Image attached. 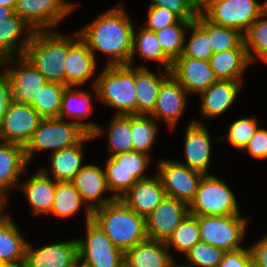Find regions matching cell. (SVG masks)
Masks as SVG:
<instances>
[{"label":"cell","instance_id":"3","mask_svg":"<svg viewBox=\"0 0 267 267\" xmlns=\"http://www.w3.org/2000/svg\"><path fill=\"white\" fill-rule=\"evenodd\" d=\"M23 56L42 73L47 82L65 85L67 36L52 30H35Z\"/></svg>","mask_w":267,"mask_h":267},{"label":"cell","instance_id":"43","mask_svg":"<svg viewBox=\"0 0 267 267\" xmlns=\"http://www.w3.org/2000/svg\"><path fill=\"white\" fill-rule=\"evenodd\" d=\"M225 252L221 248L201 241L192 247L185 257L191 262V264H187L190 267H214L219 266Z\"/></svg>","mask_w":267,"mask_h":267},{"label":"cell","instance_id":"26","mask_svg":"<svg viewBox=\"0 0 267 267\" xmlns=\"http://www.w3.org/2000/svg\"><path fill=\"white\" fill-rule=\"evenodd\" d=\"M23 31H26L24 38L21 36L24 34ZM33 32L34 30L15 13L0 20V56L5 58L23 56ZM21 37L23 41L19 40Z\"/></svg>","mask_w":267,"mask_h":267},{"label":"cell","instance_id":"46","mask_svg":"<svg viewBox=\"0 0 267 267\" xmlns=\"http://www.w3.org/2000/svg\"><path fill=\"white\" fill-rule=\"evenodd\" d=\"M148 22H146L144 28L146 30L156 32L161 29L175 24L180 18L172 11L157 6H148Z\"/></svg>","mask_w":267,"mask_h":267},{"label":"cell","instance_id":"11","mask_svg":"<svg viewBox=\"0 0 267 267\" xmlns=\"http://www.w3.org/2000/svg\"><path fill=\"white\" fill-rule=\"evenodd\" d=\"M160 177L166 196L183 201L188 205L194 199L203 173L190 169L182 162L160 160Z\"/></svg>","mask_w":267,"mask_h":267},{"label":"cell","instance_id":"47","mask_svg":"<svg viewBox=\"0 0 267 267\" xmlns=\"http://www.w3.org/2000/svg\"><path fill=\"white\" fill-rule=\"evenodd\" d=\"M149 6L166 8L181 20H195L199 14V10L190 0H152Z\"/></svg>","mask_w":267,"mask_h":267},{"label":"cell","instance_id":"30","mask_svg":"<svg viewBox=\"0 0 267 267\" xmlns=\"http://www.w3.org/2000/svg\"><path fill=\"white\" fill-rule=\"evenodd\" d=\"M211 69L218 80H243V72L251 63L246 49H229L210 57Z\"/></svg>","mask_w":267,"mask_h":267},{"label":"cell","instance_id":"23","mask_svg":"<svg viewBox=\"0 0 267 267\" xmlns=\"http://www.w3.org/2000/svg\"><path fill=\"white\" fill-rule=\"evenodd\" d=\"M48 173L45 168H41L21 185L34 215L51 212L57 182Z\"/></svg>","mask_w":267,"mask_h":267},{"label":"cell","instance_id":"15","mask_svg":"<svg viewBox=\"0 0 267 267\" xmlns=\"http://www.w3.org/2000/svg\"><path fill=\"white\" fill-rule=\"evenodd\" d=\"M71 182L85 203L86 222L92 220L94 209L115 200L113 195L105 198L102 196L104 191H108L105 172L95 164L84 165Z\"/></svg>","mask_w":267,"mask_h":267},{"label":"cell","instance_id":"22","mask_svg":"<svg viewBox=\"0 0 267 267\" xmlns=\"http://www.w3.org/2000/svg\"><path fill=\"white\" fill-rule=\"evenodd\" d=\"M74 86H66L63 91L60 119L65 117L77 119L75 122L80 125L92 138L103 134V129L93 122H82L79 119L87 118L91 115L93 106L91 105V94L88 91H78Z\"/></svg>","mask_w":267,"mask_h":267},{"label":"cell","instance_id":"45","mask_svg":"<svg viewBox=\"0 0 267 267\" xmlns=\"http://www.w3.org/2000/svg\"><path fill=\"white\" fill-rule=\"evenodd\" d=\"M108 190L114 191L115 199H121L137 180L125 168H104Z\"/></svg>","mask_w":267,"mask_h":267},{"label":"cell","instance_id":"49","mask_svg":"<svg viewBox=\"0 0 267 267\" xmlns=\"http://www.w3.org/2000/svg\"><path fill=\"white\" fill-rule=\"evenodd\" d=\"M242 150L248 151L254 158H267V130L258 128Z\"/></svg>","mask_w":267,"mask_h":267},{"label":"cell","instance_id":"16","mask_svg":"<svg viewBox=\"0 0 267 267\" xmlns=\"http://www.w3.org/2000/svg\"><path fill=\"white\" fill-rule=\"evenodd\" d=\"M23 267H80L77 239L33 249L27 243Z\"/></svg>","mask_w":267,"mask_h":267},{"label":"cell","instance_id":"10","mask_svg":"<svg viewBox=\"0 0 267 267\" xmlns=\"http://www.w3.org/2000/svg\"><path fill=\"white\" fill-rule=\"evenodd\" d=\"M198 224L202 242L225 251L242 248L247 224L241 215L198 216Z\"/></svg>","mask_w":267,"mask_h":267},{"label":"cell","instance_id":"60","mask_svg":"<svg viewBox=\"0 0 267 267\" xmlns=\"http://www.w3.org/2000/svg\"><path fill=\"white\" fill-rule=\"evenodd\" d=\"M119 267H130L125 261Z\"/></svg>","mask_w":267,"mask_h":267},{"label":"cell","instance_id":"18","mask_svg":"<svg viewBox=\"0 0 267 267\" xmlns=\"http://www.w3.org/2000/svg\"><path fill=\"white\" fill-rule=\"evenodd\" d=\"M78 40L67 36V56L65 58V86H78L90 78L96 69V58L87 44L75 33Z\"/></svg>","mask_w":267,"mask_h":267},{"label":"cell","instance_id":"9","mask_svg":"<svg viewBox=\"0 0 267 267\" xmlns=\"http://www.w3.org/2000/svg\"><path fill=\"white\" fill-rule=\"evenodd\" d=\"M16 64L14 57H6L5 64H9L5 70L7 74V91L10 104L25 103L32 105L40 89L47 82L42 73L37 70L24 56H19ZM13 68H12V66ZM11 67V68H10Z\"/></svg>","mask_w":267,"mask_h":267},{"label":"cell","instance_id":"57","mask_svg":"<svg viewBox=\"0 0 267 267\" xmlns=\"http://www.w3.org/2000/svg\"><path fill=\"white\" fill-rule=\"evenodd\" d=\"M168 267H190L187 264H183V265H177L175 264V259L168 265Z\"/></svg>","mask_w":267,"mask_h":267},{"label":"cell","instance_id":"39","mask_svg":"<svg viewBox=\"0 0 267 267\" xmlns=\"http://www.w3.org/2000/svg\"><path fill=\"white\" fill-rule=\"evenodd\" d=\"M82 198L71 181L57 182L54 202L49 214L58 217H70L82 207Z\"/></svg>","mask_w":267,"mask_h":267},{"label":"cell","instance_id":"44","mask_svg":"<svg viewBox=\"0 0 267 267\" xmlns=\"http://www.w3.org/2000/svg\"><path fill=\"white\" fill-rule=\"evenodd\" d=\"M257 118H241L234 121L228 131L227 139L234 148L243 149L259 126Z\"/></svg>","mask_w":267,"mask_h":267},{"label":"cell","instance_id":"4","mask_svg":"<svg viewBox=\"0 0 267 267\" xmlns=\"http://www.w3.org/2000/svg\"><path fill=\"white\" fill-rule=\"evenodd\" d=\"M96 77L92 87L100 101L117 109L116 114H136L135 68L107 65Z\"/></svg>","mask_w":267,"mask_h":267},{"label":"cell","instance_id":"21","mask_svg":"<svg viewBox=\"0 0 267 267\" xmlns=\"http://www.w3.org/2000/svg\"><path fill=\"white\" fill-rule=\"evenodd\" d=\"M165 197L161 179L158 175H155L137 181L121 200L137 214L147 218Z\"/></svg>","mask_w":267,"mask_h":267},{"label":"cell","instance_id":"12","mask_svg":"<svg viewBox=\"0 0 267 267\" xmlns=\"http://www.w3.org/2000/svg\"><path fill=\"white\" fill-rule=\"evenodd\" d=\"M75 7L65 0H17L14 13L34 31L51 30Z\"/></svg>","mask_w":267,"mask_h":267},{"label":"cell","instance_id":"33","mask_svg":"<svg viewBox=\"0 0 267 267\" xmlns=\"http://www.w3.org/2000/svg\"><path fill=\"white\" fill-rule=\"evenodd\" d=\"M192 31L191 38L185 43L183 55L209 61L213 55L210 38L208 36V20L199 12L197 18L188 27Z\"/></svg>","mask_w":267,"mask_h":267},{"label":"cell","instance_id":"50","mask_svg":"<svg viewBox=\"0 0 267 267\" xmlns=\"http://www.w3.org/2000/svg\"><path fill=\"white\" fill-rule=\"evenodd\" d=\"M253 267H267V235L250 246Z\"/></svg>","mask_w":267,"mask_h":267},{"label":"cell","instance_id":"6","mask_svg":"<svg viewBox=\"0 0 267 267\" xmlns=\"http://www.w3.org/2000/svg\"><path fill=\"white\" fill-rule=\"evenodd\" d=\"M194 216L241 215L233 192L217 177L205 174L194 199L188 205Z\"/></svg>","mask_w":267,"mask_h":267},{"label":"cell","instance_id":"51","mask_svg":"<svg viewBox=\"0 0 267 267\" xmlns=\"http://www.w3.org/2000/svg\"><path fill=\"white\" fill-rule=\"evenodd\" d=\"M9 100H8V91H7V74L5 71H2V74L0 75V122L5 115L8 106H9Z\"/></svg>","mask_w":267,"mask_h":267},{"label":"cell","instance_id":"40","mask_svg":"<svg viewBox=\"0 0 267 267\" xmlns=\"http://www.w3.org/2000/svg\"><path fill=\"white\" fill-rule=\"evenodd\" d=\"M208 36L213 54L229 49H246L243 34L231 27H224L208 21Z\"/></svg>","mask_w":267,"mask_h":267},{"label":"cell","instance_id":"55","mask_svg":"<svg viewBox=\"0 0 267 267\" xmlns=\"http://www.w3.org/2000/svg\"><path fill=\"white\" fill-rule=\"evenodd\" d=\"M17 0H0V6H7L15 9Z\"/></svg>","mask_w":267,"mask_h":267},{"label":"cell","instance_id":"41","mask_svg":"<svg viewBox=\"0 0 267 267\" xmlns=\"http://www.w3.org/2000/svg\"><path fill=\"white\" fill-rule=\"evenodd\" d=\"M243 38L250 62L254 61L255 54L267 62V19L259 16L243 34Z\"/></svg>","mask_w":267,"mask_h":267},{"label":"cell","instance_id":"37","mask_svg":"<svg viewBox=\"0 0 267 267\" xmlns=\"http://www.w3.org/2000/svg\"><path fill=\"white\" fill-rule=\"evenodd\" d=\"M201 242L198 216L189 214L165 242L167 248L174 247L186 255L192 247Z\"/></svg>","mask_w":267,"mask_h":267},{"label":"cell","instance_id":"2","mask_svg":"<svg viewBox=\"0 0 267 267\" xmlns=\"http://www.w3.org/2000/svg\"><path fill=\"white\" fill-rule=\"evenodd\" d=\"M92 221L124 253L148 239L146 218L137 214L121 199L94 209Z\"/></svg>","mask_w":267,"mask_h":267},{"label":"cell","instance_id":"32","mask_svg":"<svg viewBox=\"0 0 267 267\" xmlns=\"http://www.w3.org/2000/svg\"><path fill=\"white\" fill-rule=\"evenodd\" d=\"M135 51L145 60H152L161 63L165 70L170 71L173 61L163 52L155 32L146 30L142 27L139 33L133 31L132 53L130 56L129 66L132 65Z\"/></svg>","mask_w":267,"mask_h":267},{"label":"cell","instance_id":"24","mask_svg":"<svg viewBox=\"0 0 267 267\" xmlns=\"http://www.w3.org/2000/svg\"><path fill=\"white\" fill-rule=\"evenodd\" d=\"M241 83L235 80H217L202 91L200 109L204 117H216L231 107L241 88Z\"/></svg>","mask_w":267,"mask_h":267},{"label":"cell","instance_id":"35","mask_svg":"<svg viewBox=\"0 0 267 267\" xmlns=\"http://www.w3.org/2000/svg\"><path fill=\"white\" fill-rule=\"evenodd\" d=\"M108 131V151L110 156L133 151V140L131 134V114H116L110 121Z\"/></svg>","mask_w":267,"mask_h":267},{"label":"cell","instance_id":"7","mask_svg":"<svg viewBox=\"0 0 267 267\" xmlns=\"http://www.w3.org/2000/svg\"><path fill=\"white\" fill-rule=\"evenodd\" d=\"M85 237L77 239L80 267H119L124 262V252L92 220L86 222Z\"/></svg>","mask_w":267,"mask_h":267},{"label":"cell","instance_id":"36","mask_svg":"<svg viewBox=\"0 0 267 267\" xmlns=\"http://www.w3.org/2000/svg\"><path fill=\"white\" fill-rule=\"evenodd\" d=\"M194 20H179L175 24L156 31L163 52L174 61L184 51L186 30ZM185 28V29H184Z\"/></svg>","mask_w":267,"mask_h":267},{"label":"cell","instance_id":"48","mask_svg":"<svg viewBox=\"0 0 267 267\" xmlns=\"http://www.w3.org/2000/svg\"><path fill=\"white\" fill-rule=\"evenodd\" d=\"M219 267H253L249 248L226 251Z\"/></svg>","mask_w":267,"mask_h":267},{"label":"cell","instance_id":"59","mask_svg":"<svg viewBox=\"0 0 267 267\" xmlns=\"http://www.w3.org/2000/svg\"><path fill=\"white\" fill-rule=\"evenodd\" d=\"M0 267H11V266L7 264L5 261L0 260Z\"/></svg>","mask_w":267,"mask_h":267},{"label":"cell","instance_id":"34","mask_svg":"<svg viewBox=\"0 0 267 267\" xmlns=\"http://www.w3.org/2000/svg\"><path fill=\"white\" fill-rule=\"evenodd\" d=\"M150 116V117H149ZM131 114L133 150L149 155L156 140L158 125L151 115Z\"/></svg>","mask_w":267,"mask_h":267},{"label":"cell","instance_id":"13","mask_svg":"<svg viewBox=\"0 0 267 267\" xmlns=\"http://www.w3.org/2000/svg\"><path fill=\"white\" fill-rule=\"evenodd\" d=\"M42 119L31 105L9 104L0 122V141L25 147Z\"/></svg>","mask_w":267,"mask_h":267},{"label":"cell","instance_id":"8","mask_svg":"<svg viewBox=\"0 0 267 267\" xmlns=\"http://www.w3.org/2000/svg\"><path fill=\"white\" fill-rule=\"evenodd\" d=\"M199 12L212 23L244 34L260 16V4L256 0H210Z\"/></svg>","mask_w":267,"mask_h":267},{"label":"cell","instance_id":"38","mask_svg":"<svg viewBox=\"0 0 267 267\" xmlns=\"http://www.w3.org/2000/svg\"><path fill=\"white\" fill-rule=\"evenodd\" d=\"M65 85L46 82L31 105L43 118H58Z\"/></svg>","mask_w":267,"mask_h":267},{"label":"cell","instance_id":"17","mask_svg":"<svg viewBox=\"0 0 267 267\" xmlns=\"http://www.w3.org/2000/svg\"><path fill=\"white\" fill-rule=\"evenodd\" d=\"M170 73L188 94H200L218 80L209 61L190 58L183 54L173 61Z\"/></svg>","mask_w":267,"mask_h":267},{"label":"cell","instance_id":"56","mask_svg":"<svg viewBox=\"0 0 267 267\" xmlns=\"http://www.w3.org/2000/svg\"><path fill=\"white\" fill-rule=\"evenodd\" d=\"M260 16L262 18L267 19V0H265V2H262V4H260Z\"/></svg>","mask_w":267,"mask_h":267},{"label":"cell","instance_id":"14","mask_svg":"<svg viewBox=\"0 0 267 267\" xmlns=\"http://www.w3.org/2000/svg\"><path fill=\"white\" fill-rule=\"evenodd\" d=\"M188 215L187 203L166 196L146 218L148 239L166 242Z\"/></svg>","mask_w":267,"mask_h":267},{"label":"cell","instance_id":"19","mask_svg":"<svg viewBox=\"0 0 267 267\" xmlns=\"http://www.w3.org/2000/svg\"><path fill=\"white\" fill-rule=\"evenodd\" d=\"M185 88L170 75L161 85L153 112L156 120L162 118L172 130L184 112L186 96Z\"/></svg>","mask_w":267,"mask_h":267},{"label":"cell","instance_id":"58","mask_svg":"<svg viewBox=\"0 0 267 267\" xmlns=\"http://www.w3.org/2000/svg\"><path fill=\"white\" fill-rule=\"evenodd\" d=\"M4 65H5V57L0 56V66H3V68H4ZM1 74L2 73H0V75Z\"/></svg>","mask_w":267,"mask_h":267},{"label":"cell","instance_id":"29","mask_svg":"<svg viewBox=\"0 0 267 267\" xmlns=\"http://www.w3.org/2000/svg\"><path fill=\"white\" fill-rule=\"evenodd\" d=\"M27 243L10 216L0 219V260L11 267H23Z\"/></svg>","mask_w":267,"mask_h":267},{"label":"cell","instance_id":"27","mask_svg":"<svg viewBox=\"0 0 267 267\" xmlns=\"http://www.w3.org/2000/svg\"><path fill=\"white\" fill-rule=\"evenodd\" d=\"M171 75L158 76L145 66L135 68L136 114L150 115L158 97L162 83Z\"/></svg>","mask_w":267,"mask_h":267},{"label":"cell","instance_id":"1","mask_svg":"<svg viewBox=\"0 0 267 267\" xmlns=\"http://www.w3.org/2000/svg\"><path fill=\"white\" fill-rule=\"evenodd\" d=\"M84 27L78 33L94 55L95 51L109 54L108 66L129 64L134 29L122 6L113 7Z\"/></svg>","mask_w":267,"mask_h":267},{"label":"cell","instance_id":"42","mask_svg":"<svg viewBox=\"0 0 267 267\" xmlns=\"http://www.w3.org/2000/svg\"><path fill=\"white\" fill-rule=\"evenodd\" d=\"M150 156L137 151H129L110 156L106 161L105 168H125L137 180H144L147 177L144 172L149 165Z\"/></svg>","mask_w":267,"mask_h":267},{"label":"cell","instance_id":"31","mask_svg":"<svg viewBox=\"0 0 267 267\" xmlns=\"http://www.w3.org/2000/svg\"><path fill=\"white\" fill-rule=\"evenodd\" d=\"M92 138L91 134H87L78 144L52 153L51 170L56 182L72 181L76 174L82 169L83 154L82 146L85 141ZM84 141V142H83Z\"/></svg>","mask_w":267,"mask_h":267},{"label":"cell","instance_id":"28","mask_svg":"<svg viewBox=\"0 0 267 267\" xmlns=\"http://www.w3.org/2000/svg\"><path fill=\"white\" fill-rule=\"evenodd\" d=\"M174 260L165 242L147 239L124 253L130 267H168Z\"/></svg>","mask_w":267,"mask_h":267},{"label":"cell","instance_id":"52","mask_svg":"<svg viewBox=\"0 0 267 267\" xmlns=\"http://www.w3.org/2000/svg\"><path fill=\"white\" fill-rule=\"evenodd\" d=\"M14 14V9L7 6H0V20H4Z\"/></svg>","mask_w":267,"mask_h":267},{"label":"cell","instance_id":"25","mask_svg":"<svg viewBox=\"0 0 267 267\" xmlns=\"http://www.w3.org/2000/svg\"><path fill=\"white\" fill-rule=\"evenodd\" d=\"M28 164L24 146L0 141V194L19 184V177Z\"/></svg>","mask_w":267,"mask_h":267},{"label":"cell","instance_id":"20","mask_svg":"<svg viewBox=\"0 0 267 267\" xmlns=\"http://www.w3.org/2000/svg\"><path fill=\"white\" fill-rule=\"evenodd\" d=\"M211 137L199 121L189 122L185 133V157L186 163H182L190 169L208 174V166L211 157Z\"/></svg>","mask_w":267,"mask_h":267},{"label":"cell","instance_id":"54","mask_svg":"<svg viewBox=\"0 0 267 267\" xmlns=\"http://www.w3.org/2000/svg\"><path fill=\"white\" fill-rule=\"evenodd\" d=\"M190 1L200 11L210 0H190Z\"/></svg>","mask_w":267,"mask_h":267},{"label":"cell","instance_id":"53","mask_svg":"<svg viewBox=\"0 0 267 267\" xmlns=\"http://www.w3.org/2000/svg\"><path fill=\"white\" fill-rule=\"evenodd\" d=\"M8 204L6 197L0 194V219H2L5 215V205ZM4 213V214H3Z\"/></svg>","mask_w":267,"mask_h":267},{"label":"cell","instance_id":"5","mask_svg":"<svg viewBox=\"0 0 267 267\" xmlns=\"http://www.w3.org/2000/svg\"><path fill=\"white\" fill-rule=\"evenodd\" d=\"M88 133L74 120L60 118H43L24 147L27 162L33 159L36 150L53 149V153L64 148L75 146Z\"/></svg>","mask_w":267,"mask_h":267}]
</instances>
